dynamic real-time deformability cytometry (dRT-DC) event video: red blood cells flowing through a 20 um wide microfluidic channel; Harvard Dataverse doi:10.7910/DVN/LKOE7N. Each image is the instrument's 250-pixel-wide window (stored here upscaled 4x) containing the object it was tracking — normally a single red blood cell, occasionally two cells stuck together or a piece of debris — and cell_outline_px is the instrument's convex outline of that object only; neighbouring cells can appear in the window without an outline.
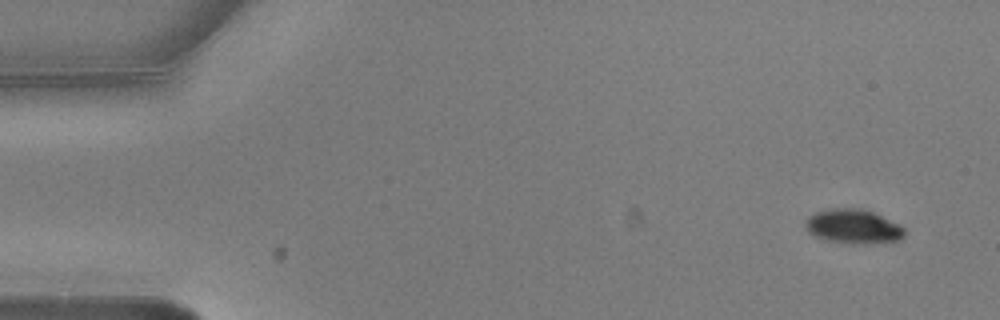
{"species": "common noctule bat (a hibernating species)", "species_latin": "Nyctalus noctula", "temperature_condition": "warm", "stored_images_in_passage": 3, "camera_frame_rate_fps": 3000, "um_per_image_px": 0.085, "animal": {"sex": "male", "body_mass_g": 20.5, "forearm_length_mm": 52.5}, "frame": {"image": 1, "passage_image": 1, "time_ms": 0.0, "image_size_px": [1000, 320], "cell_outline_px": [[904, 236], [900, 240], [864, 244], [828, 240], [816, 236], [808, 232], [804, 224], [808, 216], [816, 212], [832, 208], [860, 208], [872, 212], [900, 224], [904, 228]], "centroid_in_image_um": [72.53, 19.24], "position_along_channel_um": 12.5, "area_um2": 19.59}}
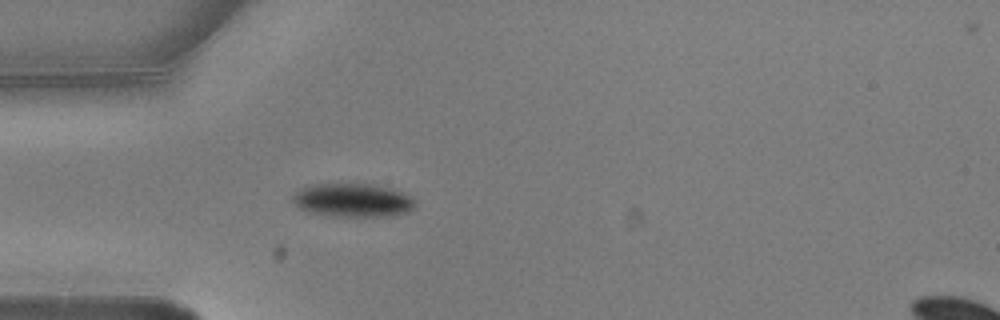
{"frame": {"image": 2, "passage_image": 3, "time_ms": 0.667, "image_size_px": [1000, 320], "cell_outline_px": [[416, 208], [408, 212], [392, 216], [332, 216], [308, 212], [300, 208], [292, 200], [292, 196], [300, 188], [308, 184], [372, 184], [392, 188], [404, 192], [412, 196], [416, 200]], "centroid_in_image_um": [30.04, 17.01], "position_along_channel_um": 55.0, "area_um2": 24.33}}